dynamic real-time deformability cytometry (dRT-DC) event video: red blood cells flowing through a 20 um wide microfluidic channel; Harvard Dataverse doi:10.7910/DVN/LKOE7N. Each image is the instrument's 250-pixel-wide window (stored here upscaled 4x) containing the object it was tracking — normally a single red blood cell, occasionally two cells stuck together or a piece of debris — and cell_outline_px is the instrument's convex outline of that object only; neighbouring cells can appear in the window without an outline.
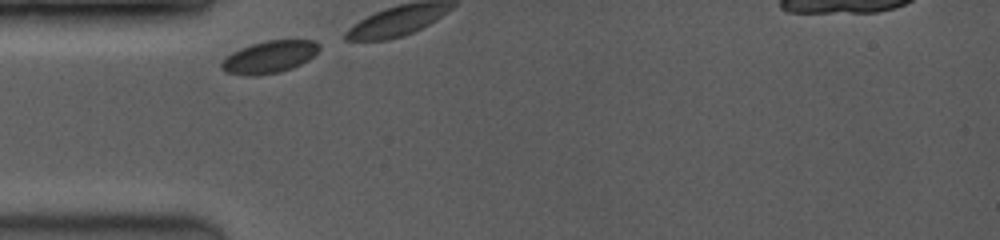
{"species": "common noctule bat (a hibernating species)", "species_latin": "Nyctalus noctula", "temperature_condition": "room temperature", "stored_images_in_passage": 3, "camera_frame_rate_fps": 3500, "um_per_image_px": 0.085, "animal": {"sex": "female", "body_mass_g": 19.0, "forearm_length_mm": 53.3}, "frame": {"image": 1, "passage_image": 1, "time_ms": 0.0, "image_size_px": [1000, 240], "cell_outline_px": [[320, 48], [308, 60], [292, 68], [280, 72], [252, 76], [228, 72], [220, 68], [220, 60], [232, 52], [240, 48], [252, 44], [268, 40], [316, 40], [320, 44]], "centroid_in_image_um": [22.88, 4.83], "position_along_channel_um": 62.1, "area_um2": 18.32}}